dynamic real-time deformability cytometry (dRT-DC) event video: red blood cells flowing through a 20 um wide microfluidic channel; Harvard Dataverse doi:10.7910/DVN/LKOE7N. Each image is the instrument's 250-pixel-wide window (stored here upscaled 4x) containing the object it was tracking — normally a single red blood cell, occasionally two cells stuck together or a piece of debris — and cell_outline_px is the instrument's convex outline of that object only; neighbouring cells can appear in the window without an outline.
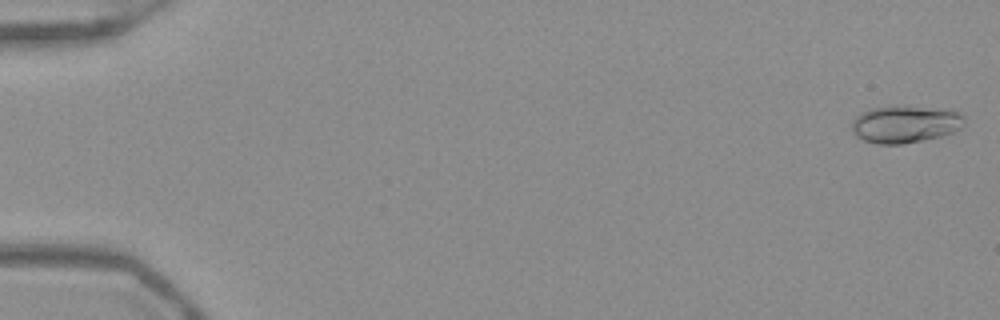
{"species": "Egyptian fruit bat (a non-hibernating species)", "species_latin": "Rousettus aegyptiacus", "temperature_condition": "warm", "stored_images_in_passage": 53, "camera_frame_rate_fps": 3000, "um_per_image_px": 0.085, "frame": {"image": 1, "passage_image": 1, "time_ms": 0.0, "image_size_px": [1000, 320], "cell_outline_px": [[964, 124], [960, 128], [952, 132], [940, 136], [924, 140], [904, 144], [876, 144], [864, 140], [856, 136], [852, 132], [852, 120], [860, 112], [868, 108], [888, 104], [904, 104], [960, 112], [964, 116]], "centroid_in_image_um": [76.88, 10.52], "position_along_channel_um": 8.1, "area_um2": 25.14}}
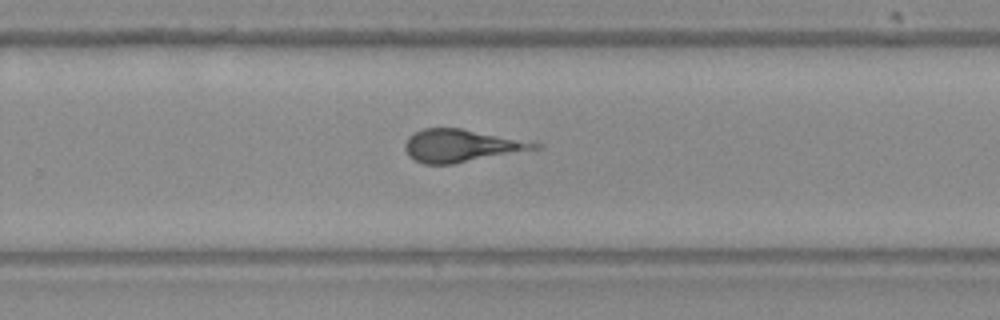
{"frame": {"image": 2, "passage_image": 35, "time_ms": 11.333, "image_size_px": [1000, 320], "cell_outline_px": [[540, 148], [452, 164], [424, 164], [408, 156], [404, 148], [404, 144], [408, 136], [424, 128], [460, 128], [540, 144]], "centroid_in_image_um": [39.1, 12.39], "position_along_channel_um": 290.7, "area_um2": 24.04}}
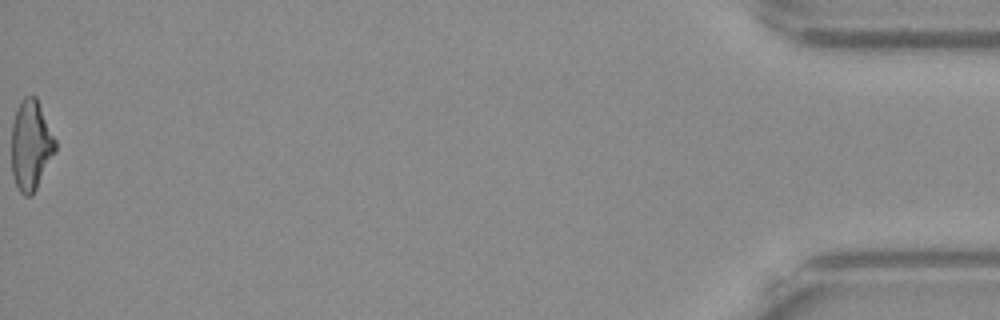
{"frame": {"image": 3, "passage_image": 53, "time_ms": 17.333, "image_size_px": [1000, 320], "cell_outline_px": [[56, 152], [32, 196], [24, 196], [20, 192], [12, 176], [12, 124], [16, 108], [20, 100], [24, 96], [36, 96], [56, 140]], "centroid_in_image_um": [2.63, 12.34], "position_along_channel_um": 432.6, "area_um2": 23.18}}